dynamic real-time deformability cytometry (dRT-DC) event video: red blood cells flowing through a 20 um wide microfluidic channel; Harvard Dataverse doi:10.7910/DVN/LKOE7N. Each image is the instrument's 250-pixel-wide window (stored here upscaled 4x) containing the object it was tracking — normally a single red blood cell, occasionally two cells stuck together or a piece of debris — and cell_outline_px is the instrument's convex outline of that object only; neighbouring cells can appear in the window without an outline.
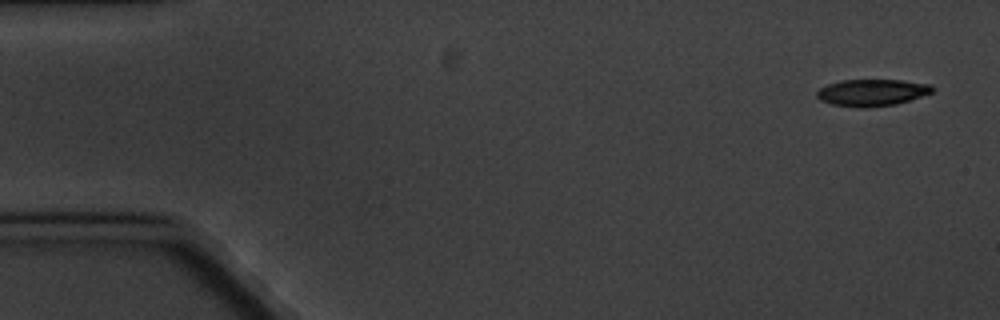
{"species": "common noctule bat (a hibernating species)", "species_latin": "Nyctalus noctula", "temperature_condition": "cold", "stored_images_in_passage": 6, "segment_of_instrument_passage": [1, 2], "camera_frame_rate_fps": 3000, "um_per_image_px": 0.085, "animal": {"sex": "male", "body_mass_g": 20.1, "forearm_length_mm": 53.5}, "frame": {"image": 1, "passage_image": 1, "time_ms": 0.0, "image_size_px": [1000, 320], "cell_outline_px": [[936, 88], [932, 92], [896, 104], [864, 108], [860, 108], [832, 104], [820, 100], [816, 96], [816, 92], [820, 88], [828, 84], [840, 80], [900, 80], [932, 84]], "centroid_in_image_um": [74.11, 7.86], "position_along_channel_um": 10.9, "area_um2": 18.03}}
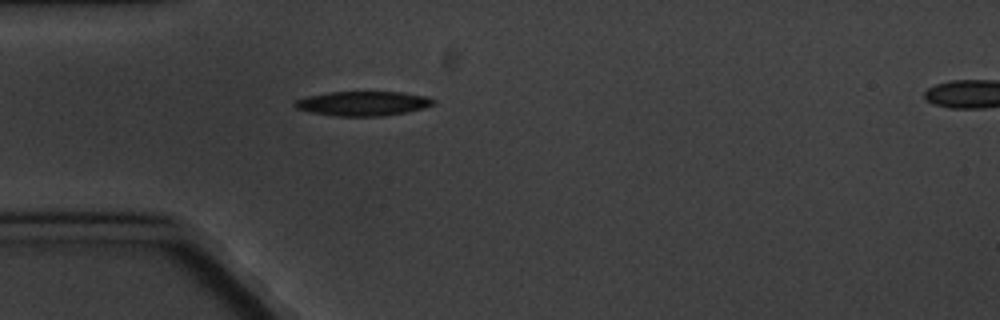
{"frame": {"image": 2, "passage_image": 5, "time_ms": 4.667, "image_size_px": [1000, 320], "cell_outline_px": [[436, 104], [424, 108], [408, 112], [384, 116], [332, 116], [308, 112], [296, 108], [292, 104], [296, 100], [308, 96], [328, 92], [400, 92], [428, 96], [436, 100]], "centroid_in_image_um": [30.87, 8.8], "position_along_channel_um": 54.1, "area_um2": 20.06}}